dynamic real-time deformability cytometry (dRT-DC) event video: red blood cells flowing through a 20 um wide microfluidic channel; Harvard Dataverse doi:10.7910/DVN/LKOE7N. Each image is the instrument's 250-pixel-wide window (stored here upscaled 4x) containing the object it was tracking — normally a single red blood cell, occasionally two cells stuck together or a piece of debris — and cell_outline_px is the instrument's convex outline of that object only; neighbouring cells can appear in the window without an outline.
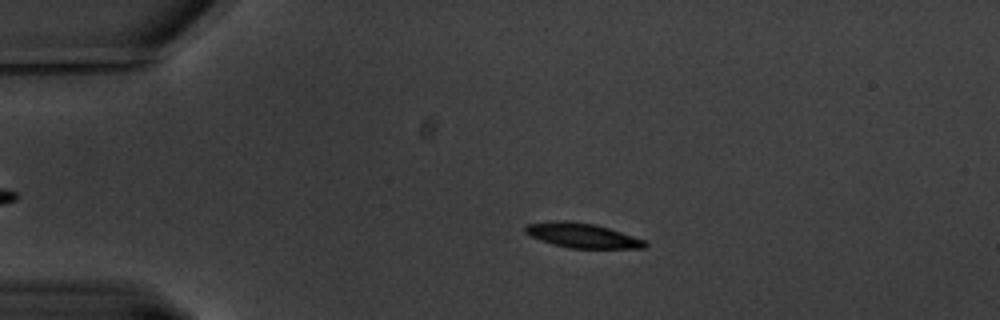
{"species": "common noctule bat (a hibernating species)", "species_latin": "Nyctalus noctula", "temperature_condition": "warm", "stored_images_in_passage": 49, "camera_frame_rate_fps": 3000, "um_per_image_px": 0.085, "animal": {"sex": "male", "body_mass_g": 20.1, "forearm_length_mm": 53.5}, "frame": {"image": 1, "passage_image": 13, "time_ms": 4.0, "image_size_px": [1000, 320], "cell_outline_px": [[648, 244], [644, 248], [568, 248], [552, 244], [540, 240], [524, 232], [524, 228], [528, 224], [552, 220], [564, 220], [596, 224], [644, 240]], "centroid_in_image_um": [49.45, 20.01], "position_along_channel_um": 35.6, "area_um2": 17.11}}
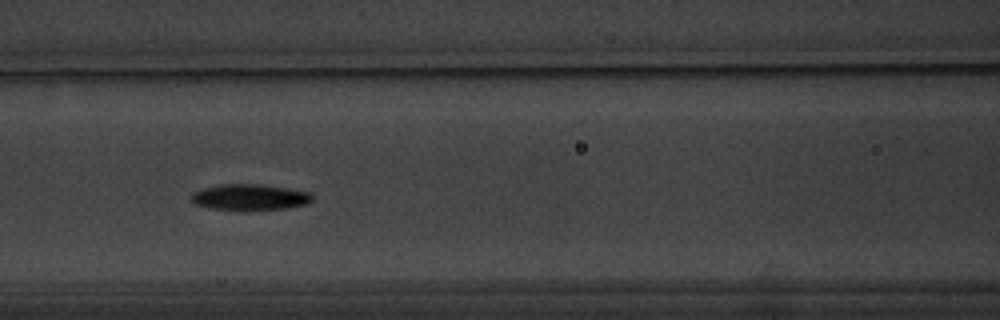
{"frame": {"image": 2, "passage_image": 27, "time_ms": 8.667, "image_size_px": [1000, 320], "cell_outline_px": [[312, 200], [308, 204], [288, 208], [240, 212], [212, 208], [196, 204], [192, 200], [192, 192], [200, 188], [220, 184], [260, 184], [288, 188], [312, 192]], "centroid_in_image_um": [21.25, 16.78], "position_along_channel_um": 145.3, "area_um2": 18.96}}
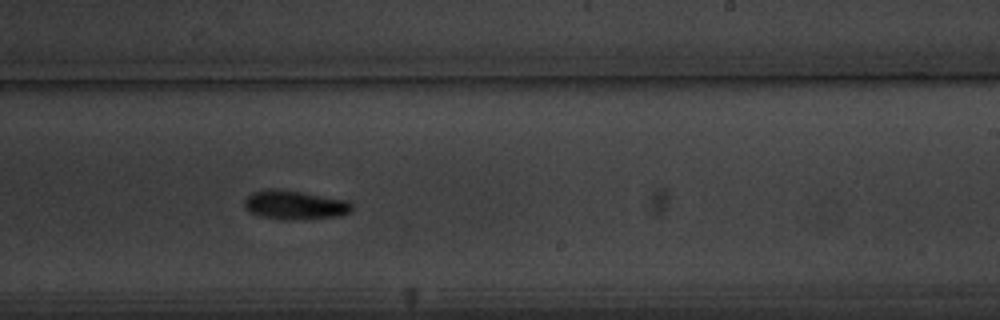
{"frame": {"image": 3, "passage_image": 38, "time_ms": 12.333, "image_size_px": [1000, 320], "cell_outline_px": [[352, 212], [340, 216], [292, 220], [280, 220], [260, 216], [248, 212], [244, 208], [244, 200], [252, 192], [268, 188], [272, 188], [300, 192], [348, 200], [352, 204]], "centroid_in_image_um": [25.03, 17.43], "position_along_channel_um": 264.0, "area_um2": 18.38}, "authors_computed_cell_mechanics": {"area_um2": 17.629, "velocity_mm_per_s": 3.2435, "shape_relaxation_time_tau1_ms": 2.3747, "shape_relaxation_time_tau2_ms": null, "deformation_change_tau1": 0.145, "deformation_change_tau2": null}}